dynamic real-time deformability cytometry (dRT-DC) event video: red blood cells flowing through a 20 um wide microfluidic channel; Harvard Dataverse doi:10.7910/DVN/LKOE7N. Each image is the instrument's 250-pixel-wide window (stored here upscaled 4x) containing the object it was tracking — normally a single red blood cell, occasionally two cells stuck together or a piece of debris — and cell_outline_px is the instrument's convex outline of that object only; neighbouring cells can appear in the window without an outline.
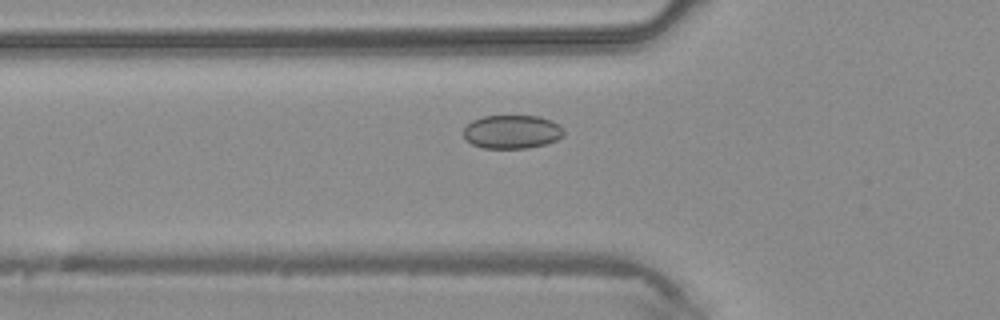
{"species": "common noctule bat (a hibernating species)", "species_latin": "Nyctalus noctula", "temperature_condition": "warm", "stored_images_in_passage": 32, "camera_frame_rate_fps": 3000, "um_per_image_px": 0.085, "animal": {"sex": "male", "body_mass_g": 20.4}, "frame": {"image": 1, "passage_image": 4, "time_ms": 1.0, "image_size_px": [1000, 320], "cell_outline_px": [[564, 136], [556, 140], [544, 144], [528, 148], [484, 148], [472, 144], [464, 136], [464, 128], [472, 120], [484, 116], [540, 116], [552, 120], [560, 124], [564, 128]], "centroid_in_image_um": [43.56, 11.19], "position_along_channel_um": 82.2, "area_um2": 19.71}}
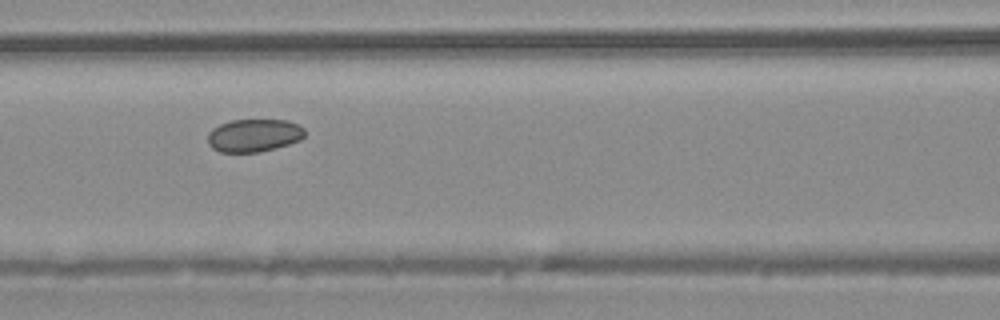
{"frame": {"image": 2, "passage_image": 8, "time_ms": 2.333, "image_size_px": [1000, 320], "cell_outline_px": [[304, 136], [300, 140], [276, 148], [260, 152], [220, 152], [212, 148], [208, 144], [208, 132], [212, 128], [220, 124], [232, 120], [288, 120], [304, 128]], "centroid_in_image_um": [21.56, 11.51], "position_along_channel_um": 145.0, "area_um2": 18.61}}
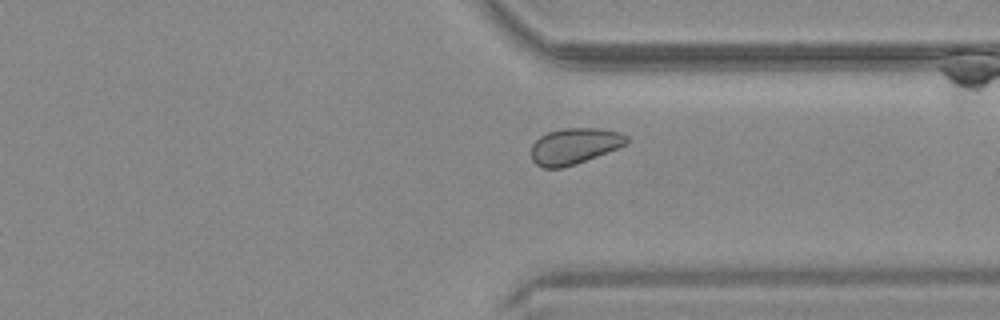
{"frame": {"image": 3, "passage_image": 22, "time_ms": 7.0, "image_size_px": [1000, 320], "cell_outline_px": [[628, 144], [576, 164], [564, 168], [544, 168], [536, 164], [532, 160], [532, 144], [540, 136], [548, 132], [564, 128], [600, 128], [620, 132], [628, 136]], "centroid_in_image_um": [48.84, 12.41], "position_along_channel_um": 362.6, "area_um2": 20.11}}